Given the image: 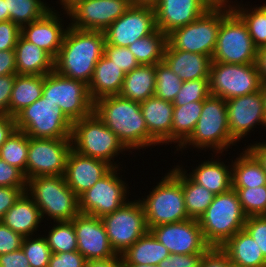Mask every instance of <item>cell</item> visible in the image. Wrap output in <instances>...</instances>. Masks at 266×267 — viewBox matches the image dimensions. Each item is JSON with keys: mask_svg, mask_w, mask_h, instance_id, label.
<instances>
[{"mask_svg": "<svg viewBox=\"0 0 266 267\" xmlns=\"http://www.w3.org/2000/svg\"><path fill=\"white\" fill-rule=\"evenodd\" d=\"M93 112L131 153L133 149L160 145L148 133L139 102L109 95L94 102Z\"/></svg>", "mask_w": 266, "mask_h": 267, "instance_id": "obj_1", "label": "cell"}, {"mask_svg": "<svg viewBox=\"0 0 266 267\" xmlns=\"http://www.w3.org/2000/svg\"><path fill=\"white\" fill-rule=\"evenodd\" d=\"M54 59V71L65 77L90 83L94 69L104 54V31L68 27Z\"/></svg>", "mask_w": 266, "mask_h": 267, "instance_id": "obj_2", "label": "cell"}, {"mask_svg": "<svg viewBox=\"0 0 266 267\" xmlns=\"http://www.w3.org/2000/svg\"><path fill=\"white\" fill-rule=\"evenodd\" d=\"M168 171L146 198L140 200L148 230L155 226L190 219L181 185V167L174 165V168Z\"/></svg>", "mask_w": 266, "mask_h": 267, "instance_id": "obj_3", "label": "cell"}, {"mask_svg": "<svg viewBox=\"0 0 266 267\" xmlns=\"http://www.w3.org/2000/svg\"><path fill=\"white\" fill-rule=\"evenodd\" d=\"M234 143L229 132L226 100L210 95L203 101L201 116L193 133L176 150L182 151L189 146L205 151L210 148L216 156L228 151Z\"/></svg>", "mask_w": 266, "mask_h": 267, "instance_id": "obj_4", "label": "cell"}, {"mask_svg": "<svg viewBox=\"0 0 266 267\" xmlns=\"http://www.w3.org/2000/svg\"><path fill=\"white\" fill-rule=\"evenodd\" d=\"M26 193L40 209L42 218L53 222L72 221L79 212L78 196L68 187L64 176H39L27 180Z\"/></svg>", "mask_w": 266, "mask_h": 267, "instance_id": "obj_5", "label": "cell"}, {"mask_svg": "<svg viewBox=\"0 0 266 267\" xmlns=\"http://www.w3.org/2000/svg\"><path fill=\"white\" fill-rule=\"evenodd\" d=\"M247 219L234 189L217 194L198 219L205 241L221 247L229 238L242 230Z\"/></svg>", "mask_w": 266, "mask_h": 267, "instance_id": "obj_6", "label": "cell"}, {"mask_svg": "<svg viewBox=\"0 0 266 267\" xmlns=\"http://www.w3.org/2000/svg\"><path fill=\"white\" fill-rule=\"evenodd\" d=\"M71 141L77 153L104 160L112 167H120L114 158L129 151L94 112L73 122Z\"/></svg>", "mask_w": 266, "mask_h": 267, "instance_id": "obj_7", "label": "cell"}, {"mask_svg": "<svg viewBox=\"0 0 266 267\" xmlns=\"http://www.w3.org/2000/svg\"><path fill=\"white\" fill-rule=\"evenodd\" d=\"M257 54L258 48L243 20L232 9L221 7V26L212 61L251 64L256 63Z\"/></svg>", "mask_w": 266, "mask_h": 267, "instance_id": "obj_8", "label": "cell"}, {"mask_svg": "<svg viewBox=\"0 0 266 267\" xmlns=\"http://www.w3.org/2000/svg\"><path fill=\"white\" fill-rule=\"evenodd\" d=\"M15 127L28 137L42 139H71L73 123L57 104L43 96L23 108L15 116Z\"/></svg>", "mask_w": 266, "mask_h": 267, "instance_id": "obj_9", "label": "cell"}, {"mask_svg": "<svg viewBox=\"0 0 266 267\" xmlns=\"http://www.w3.org/2000/svg\"><path fill=\"white\" fill-rule=\"evenodd\" d=\"M42 96L57 104L64 115L73 123L89 116L94 109L88 85L52 71L44 75Z\"/></svg>", "mask_w": 266, "mask_h": 267, "instance_id": "obj_10", "label": "cell"}, {"mask_svg": "<svg viewBox=\"0 0 266 267\" xmlns=\"http://www.w3.org/2000/svg\"><path fill=\"white\" fill-rule=\"evenodd\" d=\"M221 26V7H210L190 24L167 35V42L177 50L209 56L216 48Z\"/></svg>", "mask_w": 266, "mask_h": 267, "instance_id": "obj_11", "label": "cell"}, {"mask_svg": "<svg viewBox=\"0 0 266 267\" xmlns=\"http://www.w3.org/2000/svg\"><path fill=\"white\" fill-rule=\"evenodd\" d=\"M262 81L256 63H211L209 73L210 94L228 100L261 89Z\"/></svg>", "mask_w": 266, "mask_h": 267, "instance_id": "obj_12", "label": "cell"}, {"mask_svg": "<svg viewBox=\"0 0 266 267\" xmlns=\"http://www.w3.org/2000/svg\"><path fill=\"white\" fill-rule=\"evenodd\" d=\"M110 245L117 255L124 253L147 231L144 208L139 200L126 202L101 217Z\"/></svg>", "mask_w": 266, "mask_h": 267, "instance_id": "obj_13", "label": "cell"}, {"mask_svg": "<svg viewBox=\"0 0 266 267\" xmlns=\"http://www.w3.org/2000/svg\"><path fill=\"white\" fill-rule=\"evenodd\" d=\"M119 167H113L102 179L81 194L79 199V212L95 217H102L113 213L129 201L125 181L119 177Z\"/></svg>", "mask_w": 266, "mask_h": 267, "instance_id": "obj_14", "label": "cell"}, {"mask_svg": "<svg viewBox=\"0 0 266 267\" xmlns=\"http://www.w3.org/2000/svg\"><path fill=\"white\" fill-rule=\"evenodd\" d=\"M71 150V139L29 137L26 179L39 176H64Z\"/></svg>", "mask_w": 266, "mask_h": 267, "instance_id": "obj_15", "label": "cell"}, {"mask_svg": "<svg viewBox=\"0 0 266 267\" xmlns=\"http://www.w3.org/2000/svg\"><path fill=\"white\" fill-rule=\"evenodd\" d=\"M156 29L154 8L132 5L104 30L105 43L116 47H128Z\"/></svg>", "mask_w": 266, "mask_h": 267, "instance_id": "obj_16", "label": "cell"}, {"mask_svg": "<svg viewBox=\"0 0 266 267\" xmlns=\"http://www.w3.org/2000/svg\"><path fill=\"white\" fill-rule=\"evenodd\" d=\"M130 0H83L67 13L68 25L80 30L104 31L130 7Z\"/></svg>", "mask_w": 266, "mask_h": 267, "instance_id": "obj_17", "label": "cell"}, {"mask_svg": "<svg viewBox=\"0 0 266 267\" xmlns=\"http://www.w3.org/2000/svg\"><path fill=\"white\" fill-rule=\"evenodd\" d=\"M150 231L170 254L205 253L211 247L197 219L155 226Z\"/></svg>", "mask_w": 266, "mask_h": 267, "instance_id": "obj_18", "label": "cell"}, {"mask_svg": "<svg viewBox=\"0 0 266 267\" xmlns=\"http://www.w3.org/2000/svg\"><path fill=\"white\" fill-rule=\"evenodd\" d=\"M231 138L237 143L249 135L256 125L266 129V113L261 90L226 100ZM241 139V140H240Z\"/></svg>", "mask_w": 266, "mask_h": 267, "instance_id": "obj_19", "label": "cell"}, {"mask_svg": "<svg viewBox=\"0 0 266 267\" xmlns=\"http://www.w3.org/2000/svg\"><path fill=\"white\" fill-rule=\"evenodd\" d=\"M78 251L90 260H105L118 256L112 249L100 217L79 213L73 220Z\"/></svg>", "mask_w": 266, "mask_h": 267, "instance_id": "obj_20", "label": "cell"}, {"mask_svg": "<svg viewBox=\"0 0 266 267\" xmlns=\"http://www.w3.org/2000/svg\"><path fill=\"white\" fill-rule=\"evenodd\" d=\"M112 168L104 160L83 156L72 149L68 155L64 178L68 187L79 197Z\"/></svg>", "mask_w": 266, "mask_h": 267, "instance_id": "obj_21", "label": "cell"}, {"mask_svg": "<svg viewBox=\"0 0 266 267\" xmlns=\"http://www.w3.org/2000/svg\"><path fill=\"white\" fill-rule=\"evenodd\" d=\"M59 12L53 7L41 19L21 27V36L45 50L53 59L62 46L67 28ZM63 22V23H62ZM63 24V25H62Z\"/></svg>", "mask_w": 266, "mask_h": 267, "instance_id": "obj_22", "label": "cell"}, {"mask_svg": "<svg viewBox=\"0 0 266 267\" xmlns=\"http://www.w3.org/2000/svg\"><path fill=\"white\" fill-rule=\"evenodd\" d=\"M209 8L204 0H160L154 7L156 27L168 35L192 23Z\"/></svg>", "mask_w": 266, "mask_h": 267, "instance_id": "obj_23", "label": "cell"}, {"mask_svg": "<svg viewBox=\"0 0 266 267\" xmlns=\"http://www.w3.org/2000/svg\"><path fill=\"white\" fill-rule=\"evenodd\" d=\"M140 108L148 133L161 145L172 144L173 103L153 96L141 102Z\"/></svg>", "mask_w": 266, "mask_h": 267, "instance_id": "obj_24", "label": "cell"}, {"mask_svg": "<svg viewBox=\"0 0 266 267\" xmlns=\"http://www.w3.org/2000/svg\"><path fill=\"white\" fill-rule=\"evenodd\" d=\"M163 61L185 82L209 78L212 58L203 54L174 49L167 42Z\"/></svg>", "mask_w": 266, "mask_h": 267, "instance_id": "obj_25", "label": "cell"}, {"mask_svg": "<svg viewBox=\"0 0 266 267\" xmlns=\"http://www.w3.org/2000/svg\"><path fill=\"white\" fill-rule=\"evenodd\" d=\"M43 221L40 209L33 199L24 192L15 204L4 214L2 223L23 237L36 234Z\"/></svg>", "mask_w": 266, "mask_h": 267, "instance_id": "obj_26", "label": "cell"}, {"mask_svg": "<svg viewBox=\"0 0 266 267\" xmlns=\"http://www.w3.org/2000/svg\"><path fill=\"white\" fill-rule=\"evenodd\" d=\"M219 159V160H218ZM205 160L187 175L210 192L222 194L232 189V165H225L220 158ZM218 160V161H217Z\"/></svg>", "mask_w": 266, "mask_h": 267, "instance_id": "obj_27", "label": "cell"}, {"mask_svg": "<svg viewBox=\"0 0 266 267\" xmlns=\"http://www.w3.org/2000/svg\"><path fill=\"white\" fill-rule=\"evenodd\" d=\"M221 248L228 255L232 265L237 267H266V258L261 249L244 228L229 238Z\"/></svg>", "mask_w": 266, "mask_h": 267, "instance_id": "obj_28", "label": "cell"}, {"mask_svg": "<svg viewBox=\"0 0 266 267\" xmlns=\"http://www.w3.org/2000/svg\"><path fill=\"white\" fill-rule=\"evenodd\" d=\"M125 72L104 54L97 62L93 77L88 84L91 99H97L109 95H118L125 78Z\"/></svg>", "mask_w": 266, "mask_h": 267, "instance_id": "obj_29", "label": "cell"}, {"mask_svg": "<svg viewBox=\"0 0 266 267\" xmlns=\"http://www.w3.org/2000/svg\"><path fill=\"white\" fill-rule=\"evenodd\" d=\"M14 50L17 74L46 75L54 70V59L22 36L19 37Z\"/></svg>", "mask_w": 266, "mask_h": 267, "instance_id": "obj_30", "label": "cell"}, {"mask_svg": "<svg viewBox=\"0 0 266 267\" xmlns=\"http://www.w3.org/2000/svg\"><path fill=\"white\" fill-rule=\"evenodd\" d=\"M156 88V64L139 65L125 74L120 93L122 98L143 102L153 97Z\"/></svg>", "mask_w": 266, "mask_h": 267, "instance_id": "obj_31", "label": "cell"}, {"mask_svg": "<svg viewBox=\"0 0 266 267\" xmlns=\"http://www.w3.org/2000/svg\"><path fill=\"white\" fill-rule=\"evenodd\" d=\"M169 255L168 249L148 230L120 256L124 264L155 265Z\"/></svg>", "mask_w": 266, "mask_h": 267, "instance_id": "obj_32", "label": "cell"}, {"mask_svg": "<svg viewBox=\"0 0 266 267\" xmlns=\"http://www.w3.org/2000/svg\"><path fill=\"white\" fill-rule=\"evenodd\" d=\"M233 162L232 188L266 186V172L255 156L246 148Z\"/></svg>", "mask_w": 266, "mask_h": 267, "instance_id": "obj_33", "label": "cell"}, {"mask_svg": "<svg viewBox=\"0 0 266 267\" xmlns=\"http://www.w3.org/2000/svg\"><path fill=\"white\" fill-rule=\"evenodd\" d=\"M43 84L44 75L16 74L9 102V115L14 117L23 108L41 98Z\"/></svg>", "mask_w": 266, "mask_h": 267, "instance_id": "obj_34", "label": "cell"}, {"mask_svg": "<svg viewBox=\"0 0 266 267\" xmlns=\"http://www.w3.org/2000/svg\"><path fill=\"white\" fill-rule=\"evenodd\" d=\"M203 101L174 106L172 122V143L179 148L193 133L201 116Z\"/></svg>", "mask_w": 266, "mask_h": 267, "instance_id": "obj_35", "label": "cell"}, {"mask_svg": "<svg viewBox=\"0 0 266 267\" xmlns=\"http://www.w3.org/2000/svg\"><path fill=\"white\" fill-rule=\"evenodd\" d=\"M181 185L185 198V208L190 219H199L214 200L215 194L195 183L181 166Z\"/></svg>", "mask_w": 266, "mask_h": 267, "instance_id": "obj_36", "label": "cell"}, {"mask_svg": "<svg viewBox=\"0 0 266 267\" xmlns=\"http://www.w3.org/2000/svg\"><path fill=\"white\" fill-rule=\"evenodd\" d=\"M167 45V35L156 29L150 35L137 39L128 49L140 65H155L162 62Z\"/></svg>", "mask_w": 266, "mask_h": 267, "instance_id": "obj_37", "label": "cell"}, {"mask_svg": "<svg viewBox=\"0 0 266 267\" xmlns=\"http://www.w3.org/2000/svg\"><path fill=\"white\" fill-rule=\"evenodd\" d=\"M9 20L20 27L41 19L50 11V5L44 0H4Z\"/></svg>", "mask_w": 266, "mask_h": 267, "instance_id": "obj_38", "label": "cell"}, {"mask_svg": "<svg viewBox=\"0 0 266 267\" xmlns=\"http://www.w3.org/2000/svg\"><path fill=\"white\" fill-rule=\"evenodd\" d=\"M28 148L29 137L23 131L15 129L0 147V158L20 169L26 177Z\"/></svg>", "mask_w": 266, "mask_h": 267, "instance_id": "obj_39", "label": "cell"}, {"mask_svg": "<svg viewBox=\"0 0 266 267\" xmlns=\"http://www.w3.org/2000/svg\"><path fill=\"white\" fill-rule=\"evenodd\" d=\"M238 4L232 10L246 24L255 46L258 49L266 46V14L259 7L250 10L248 7L245 8L244 4Z\"/></svg>", "mask_w": 266, "mask_h": 267, "instance_id": "obj_40", "label": "cell"}, {"mask_svg": "<svg viewBox=\"0 0 266 267\" xmlns=\"http://www.w3.org/2000/svg\"><path fill=\"white\" fill-rule=\"evenodd\" d=\"M45 238L52 253L78 251L76 232L72 221L54 222Z\"/></svg>", "mask_w": 266, "mask_h": 267, "instance_id": "obj_41", "label": "cell"}, {"mask_svg": "<svg viewBox=\"0 0 266 267\" xmlns=\"http://www.w3.org/2000/svg\"><path fill=\"white\" fill-rule=\"evenodd\" d=\"M183 81L164 62L156 63V88L154 96L173 103Z\"/></svg>", "mask_w": 266, "mask_h": 267, "instance_id": "obj_42", "label": "cell"}, {"mask_svg": "<svg viewBox=\"0 0 266 267\" xmlns=\"http://www.w3.org/2000/svg\"><path fill=\"white\" fill-rule=\"evenodd\" d=\"M39 236L40 237H38L37 234H34L33 237H24L21 249L28 258V262L31 267H48L52 251L48 245L45 235Z\"/></svg>", "mask_w": 266, "mask_h": 267, "instance_id": "obj_43", "label": "cell"}, {"mask_svg": "<svg viewBox=\"0 0 266 267\" xmlns=\"http://www.w3.org/2000/svg\"><path fill=\"white\" fill-rule=\"evenodd\" d=\"M232 189L236 191L246 216L266 215V186Z\"/></svg>", "mask_w": 266, "mask_h": 267, "instance_id": "obj_44", "label": "cell"}, {"mask_svg": "<svg viewBox=\"0 0 266 267\" xmlns=\"http://www.w3.org/2000/svg\"><path fill=\"white\" fill-rule=\"evenodd\" d=\"M210 95L209 78L185 81L182 83L173 105L182 106L189 102L204 101Z\"/></svg>", "mask_w": 266, "mask_h": 267, "instance_id": "obj_45", "label": "cell"}, {"mask_svg": "<svg viewBox=\"0 0 266 267\" xmlns=\"http://www.w3.org/2000/svg\"><path fill=\"white\" fill-rule=\"evenodd\" d=\"M104 55L113 61L125 73L130 72L140 65L128 47H116L105 43Z\"/></svg>", "mask_w": 266, "mask_h": 267, "instance_id": "obj_46", "label": "cell"}, {"mask_svg": "<svg viewBox=\"0 0 266 267\" xmlns=\"http://www.w3.org/2000/svg\"><path fill=\"white\" fill-rule=\"evenodd\" d=\"M0 187L27 188L24 173L0 158Z\"/></svg>", "mask_w": 266, "mask_h": 267, "instance_id": "obj_47", "label": "cell"}, {"mask_svg": "<svg viewBox=\"0 0 266 267\" xmlns=\"http://www.w3.org/2000/svg\"><path fill=\"white\" fill-rule=\"evenodd\" d=\"M244 229L255 240L266 258V215L247 216Z\"/></svg>", "mask_w": 266, "mask_h": 267, "instance_id": "obj_48", "label": "cell"}, {"mask_svg": "<svg viewBox=\"0 0 266 267\" xmlns=\"http://www.w3.org/2000/svg\"><path fill=\"white\" fill-rule=\"evenodd\" d=\"M87 260L79 252L52 253L48 267H86Z\"/></svg>", "mask_w": 266, "mask_h": 267, "instance_id": "obj_49", "label": "cell"}, {"mask_svg": "<svg viewBox=\"0 0 266 267\" xmlns=\"http://www.w3.org/2000/svg\"><path fill=\"white\" fill-rule=\"evenodd\" d=\"M21 27L11 20L0 22V51L15 49Z\"/></svg>", "mask_w": 266, "mask_h": 267, "instance_id": "obj_50", "label": "cell"}, {"mask_svg": "<svg viewBox=\"0 0 266 267\" xmlns=\"http://www.w3.org/2000/svg\"><path fill=\"white\" fill-rule=\"evenodd\" d=\"M23 238L21 234L0 222V255L20 249Z\"/></svg>", "mask_w": 266, "mask_h": 267, "instance_id": "obj_51", "label": "cell"}, {"mask_svg": "<svg viewBox=\"0 0 266 267\" xmlns=\"http://www.w3.org/2000/svg\"><path fill=\"white\" fill-rule=\"evenodd\" d=\"M203 254H170L159 265L161 267H201Z\"/></svg>", "mask_w": 266, "mask_h": 267, "instance_id": "obj_52", "label": "cell"}, {"mask_svg": "<svg viewBox=\"0 0 266 267\" xmlns=\"http://www.w3.org/2000/svg\"><path fill=\"white\" fill-rule=\"evenodd\" d=\"M231 262L221 247L211 246L204 254L201 267H229Z\"/></svg>", "mask_w": 266, "mask_h": 267, "instance_id": "obj_53", "label": "cell"}, {"mask_svg": "<svg viewBox=\"0 0 266 267\" xmlns=\"http://www.w3.org/2000/svg\"><path fill=\"white\" fill-rule=\"evenodd\" d=\"M24 192L26 188L0 187V222Z\"/></svg>", "mask_w": 266, "mask_h": 267, "instance_id": "obj_54", "label": "cell"}, {"mask_svg": "<svg viewBox=\"0 0 266 267\" xmlns=\"http://www.w3.org/2000/svg\"><path fill=\"white\" fill-rule=\"evenodd\" d=\"M16 74L0 77V115H9V102Z\"/></svg>", "mask_w": 266, "mask_h": 267, "instance_id": "obj_55", "label": "cell"}, {"mask_svg": "<svg viewBox=\"0 0 266 267\" xmlns=\"http://www.w3.org/2000/svg\"><path fill=\"white\" fill-rule=\"evenodd\" d=\"M0 267H31L24 251L20 248L11 253L0 255Z\"/></svg>", "mask_w": 266, "mask_h": 267, "instance_id": "obj_56", "label": "cell"}, {"mask_svg": "<svg viewBox=\"0 0 266 267\" xmlns=\"http://www.w3.org/2000/svg\"><path fill=\"white\" fill-rule=\"evenodd\" d=\"M9 74H17L14 49L0 51V77Z\"/></svg>", "mask_w": 266, "mask_h": 267, "instance_id": "obj_57", "label": "cell"}, {"mask_svg": "<svg viewBox=\"0 0 266 267\" xmlns=\"http://www.w3.org/2000/svg\"><path fill=\"white\" fill-rule=\"evenodd\" d=\"M16 129L15 119L10 115H0V147Z\"/></svg>", "mask_w": 266, "mask_h": 267, "instance_id": "obj_58", "label": "cell"}, {"mask_svg": "<svg viewBox=\"0 0 266 267\" xmlns=\"http://www.w3.org/2000/svg\"><path fill=\"white\" fill-rule=\"evenodd\" d=\"M255 156L266 172V141L245 146Z\"/></svg>", "mask_w": 266, "mask_h": 267, "instance_id": "obj_59", "label": "cell"}, {"mask_svg": "<svg viewBox=\"0 0 266 267\" xmlns=\"http://www.w3.org/2000/svg\"><path fill=\"white\" fill-rule=\"evenodd\" d=\"M86 267H125L120 255L105 260H90L87 261Z\"/></svg>", "mask_w": 266, "mask_h": 267, "instance_id": "obj_60", "label": "cell"}, {"mask_svg": "<svg viewBox=\"0 0 266 267\" xmlns=\"http://www.w3.org/2000/svg\"><path fill=\"white\" fill-rule=\"evenodd\" d=\"M257 68L260 73L262 83L266 82V46L258 49Z\"/></svg>", "mask_w": 266, "mask_h": 267, "instance_id": "obj_61", "label": "cell"}, {"mask_svg": "<svg viewBox=\"0 0 266 267\" xmlns=\"http://www.w3.org/2000/svg\"><path fill=\"white\" fill-rule=\"evenodd\" d=\"M210 7H224L228 9L234 8L238 2L229 0H204ZM233 3V4H232ZM235 4V5H234Z\"/></svg>", "mask_w": 266, "mask_h": 267, "instance_id": "obj_62", "label": "cell"}, {"mask_svg": "<svg viewBox=\"0 0 266 267\" xmlns=\"http://www.w3.org/2000/svg\"><path fill=\"white\" fill-rule=\"evenodd\" d=\"M130 2L133 6L154 8L160 2V0H130Z\"/></svg>", "mask_w": 266, "mask_h": 267, "instance_id": "obj_63", "label": "cell"}, {"mask_svg": "<svg viewBox=\"0 0 266 267\" xmlns=\"http://www.w3.org/2000/svg\"><path fill=\"white\" fill-rule=\"evenodd\" d=\"M62 5V9L65 11L64 14H67L72 10L76 5H78L83 0H59Z\"/></svg>", "mask_w": 266, "mask_h": 267, "instance_id": "obj_64", "label": "cell"}, {"mask_svg": "<svg viewBox=\"0 0 266 267\" xmlns=\"http://www.w3.org/2000/svg\"><path fill=\"white\" fill-rule=\"evenodd\" d=\"M9 20V12L6 10V1L0 0V22Z\"/></svg>", "mask_w": 266, "mask_h": 267, "instance_id": "obj_65", "label": "cell"}, {"mask_svg": "<svg viewBox=\"0 0 266 267\" xmlns=\"http://www.w3.org/2000/svg\"><path fill=\"white\" fill-rule=\"evenodd\" d=\"M260 90H261V93L263 96L264 109H265V113H266V82L262 83Z\"/></svg>", "mask_w": 266, "mask_h": 267, "instance_id": "obj_66", "label": "cell"}, {"mask_svg": "<svg viewBox=\"0 0 266 267\" xmlns=\"http://www.w3.org/2000/svg\"><path fill=\"white\" fill-rule=\"evenodd\" d=\"M125 267H161L159 264H155V265H144V264H124Z\"/></svg>", "mask_w": 266, "mask_h": 267, "instance_id": "obj_67", "label": "cell"}, {"mask_svg": "<svg viewBox=\"0 0 266 267\" xmlns=\"http://www.w3.org/2000/svg\"><path fill=\"white\" fill-rule=\"evenodd\" d=\"M259 8L266 14V3H264V5H260Z\"/></svg>", "mask_w": 266, "mask_h": 267, "instance_id": "obj_68", "label": "cell"}]
</instances>
